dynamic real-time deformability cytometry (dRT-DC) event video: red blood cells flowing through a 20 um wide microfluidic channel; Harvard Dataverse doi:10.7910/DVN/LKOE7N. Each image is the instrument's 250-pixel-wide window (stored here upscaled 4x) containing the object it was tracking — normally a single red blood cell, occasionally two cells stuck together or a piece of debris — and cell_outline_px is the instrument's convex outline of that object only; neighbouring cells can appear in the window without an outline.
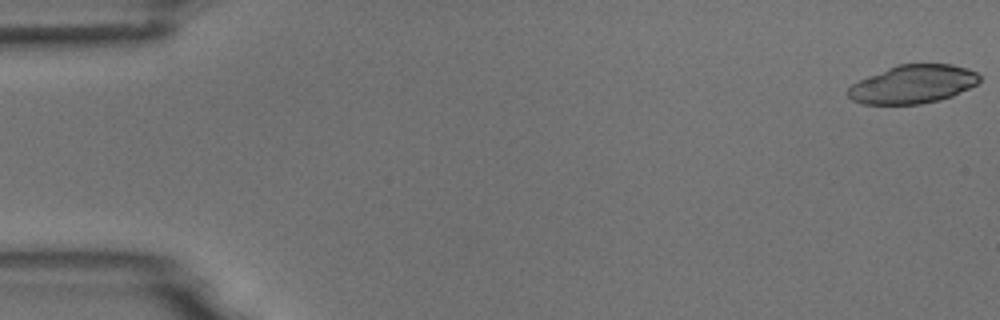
{"species": "common noctule bat (a hibernating species)", "species_latin": "Nyctalus noctula", "temperature_condition": "room temperature", "stored_images_in_passage": 5, "camera_frame_rate_fps": 3000, "um_per_image_px": 0.085, "animal": {"sex": "male", "body_mass_g": 18.8}, "frame": {"image": 1, "passage_image": 1, "time_ms": 0.0, "image_size_px": [1000, 320], "cell_outline_px": [[980, 80], [976, 84], [952, 96], [940, 100], [920, 104], [864, 104], [852, 100], [848, 96], [848, 88], [852, 84], [868, 76], [896, 64], [952, 64], [968, 68], [976, 72], [980, 76]], "centroid_in_image_um": [77.6, 7.15], "position_along_channel_um": 7.4, "area_um2": 29.36}}